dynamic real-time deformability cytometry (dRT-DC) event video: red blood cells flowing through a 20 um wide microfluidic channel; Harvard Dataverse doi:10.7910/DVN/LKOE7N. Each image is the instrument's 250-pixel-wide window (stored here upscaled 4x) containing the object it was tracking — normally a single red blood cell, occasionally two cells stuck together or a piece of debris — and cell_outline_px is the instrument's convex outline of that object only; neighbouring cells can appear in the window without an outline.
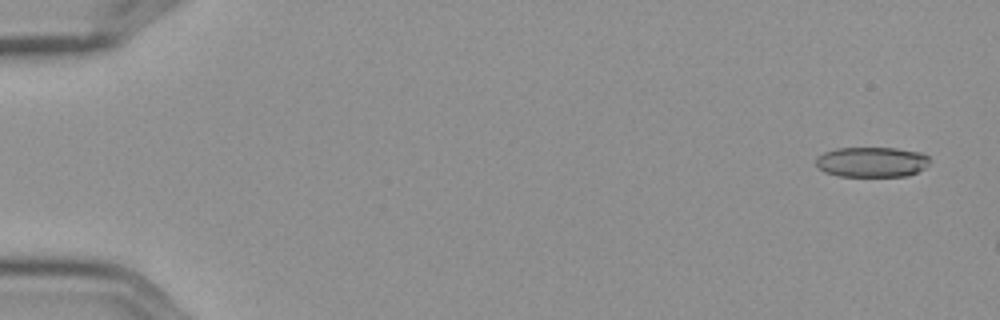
{"species": "Egyptian fruit bat (a non-hibernating species)", "species_latin": "Rousettus aegyptiacus", "temperature_condition": "cold", "stored_images_in_passage": 3, "camera_frame_rate_fps": 3000, "um_per_image_px": 0.085, "frame": {"image": 1, "passage_image": 1, "time_ms": 0.0, "image_size_px": [1000, 320], "cell_outline_px": [[928, 164], [924, 168], [908, 176], [840, 176], [824, 172], [816, 164], [816, 156], [824, 152], [836, 148], [896, 148], [920, 152], [928, 156]], "centroid_in_image_um": [74.08, 13.77], "position_along_channel_um": 10.9, "area_um2": 20.0}}